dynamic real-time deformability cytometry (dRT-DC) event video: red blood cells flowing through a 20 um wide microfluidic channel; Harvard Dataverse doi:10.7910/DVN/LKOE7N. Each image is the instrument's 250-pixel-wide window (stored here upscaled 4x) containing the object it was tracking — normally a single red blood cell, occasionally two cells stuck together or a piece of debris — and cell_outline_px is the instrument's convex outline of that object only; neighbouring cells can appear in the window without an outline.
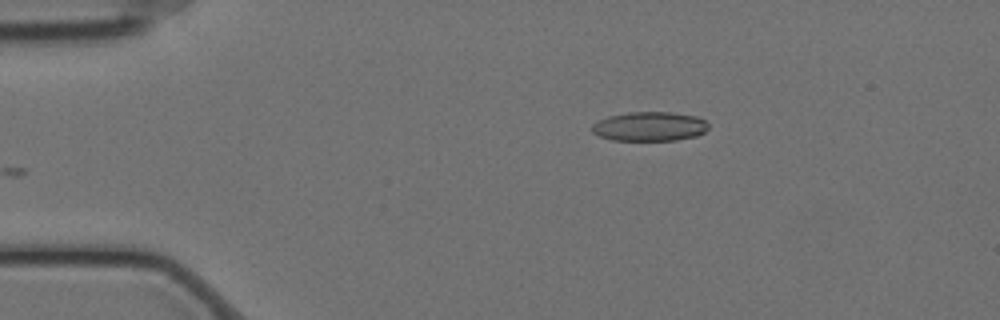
{"species": "Egyptian fruit bat (a non-hibernating species)", "species_latin": "Rousettus aegyptiacus", "temperature_condition": "cold", "stored_images_in_passage": 42, "camera_frame_rate_fps": 3000, "um_per_image_px": 0.085, "animal": {"sex": "female"}, "frame": {"image": 1, "passage_image": 1, "time_ms": 0.0, "image_size_px": [1000, 320], "cell_outline_px": [[708, 128], [704, 132], [696, 136], [676, 140], [612, 140], [600, 136], [592, 132], [592, 124], [608, 116], [628, 112], [672, 112], [696, 116], [704, 120], [708, 124]], "centroid_in_image_um": [55.22, 10.74], "position_along_channel_um": 29.8, "area_um2": 19.83}}
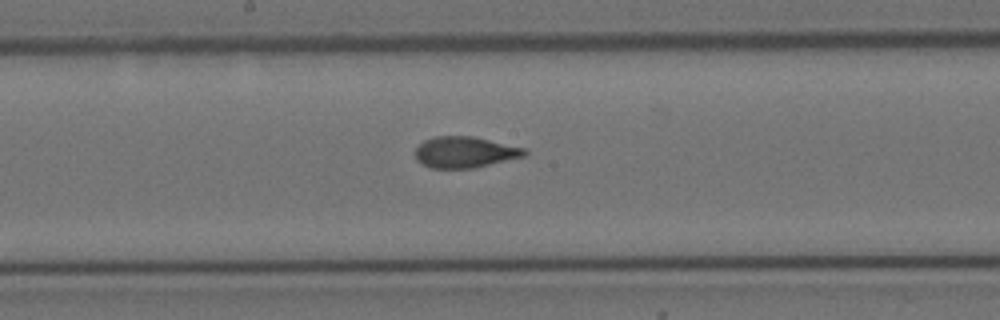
{"frame": {"image": 2, "passage_image": 21, "time_ms": 6.667, "image_size_px": [1000, 320], "cell_outline_px": [[528, 152], [524, 156], [476, 168], [432, 168], [420, 164], [416, 160], [416, 148], [424, 140], [436, 136], [472, 136], [524, 148]], "centroid_in_image_um": [39.49, 12.94], "position_along_channel_um": 208.7, "area_um2": 19.77}}
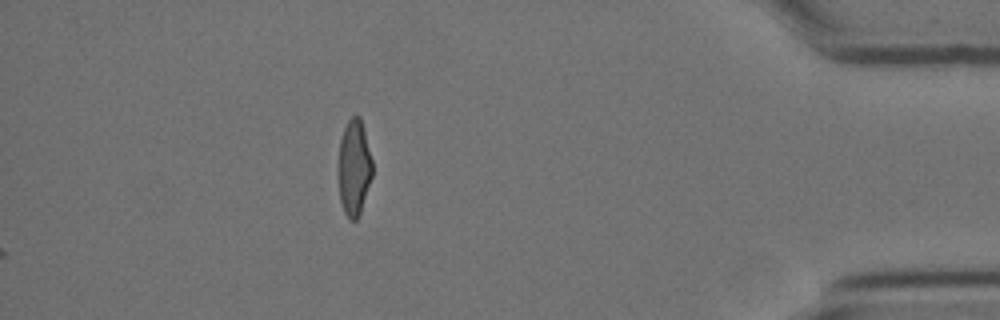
{"frame": {"image": 3, "passage_image": 42, "time_ms": 13.667, "image_size_px": [1000, 320], "cell_outline_px": [[372, 176], [360, 212], [356, 220], [348, 220], [344, 212], [340, 200], [336, 172], [336, 168], [340, 140], [344, 128], [348, 120], [352, 116], [360, 116], [372, 160]], "centroid_in_image_um": [30.05, 14.26], "position_along_channel_um": 405.1, "area_um2": 19.36}, "authors_computed_cell_mechanics": {"area_um2": 20.0277, "velocity_mm_per_s": 3.476, "shape_relaxation_time_tau1_ms": 9.4574, "shape_relaxation_time_tau2_ms": 1.1058, "deformation_change_tau1": 0.2178, "deformation_change_tau2": 0.0643}}